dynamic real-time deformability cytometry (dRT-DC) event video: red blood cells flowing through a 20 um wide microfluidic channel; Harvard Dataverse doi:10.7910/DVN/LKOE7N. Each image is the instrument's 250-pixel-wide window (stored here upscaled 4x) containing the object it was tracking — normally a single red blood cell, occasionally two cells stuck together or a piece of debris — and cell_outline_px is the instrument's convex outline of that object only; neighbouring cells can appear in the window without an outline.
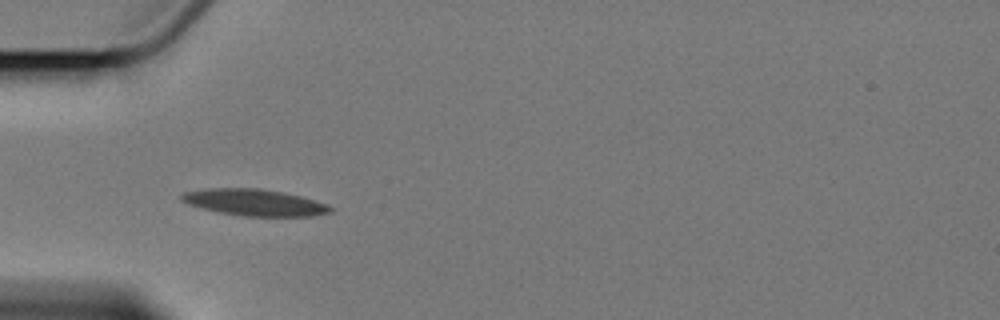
{"species": "Egyptian fruit bat (a non-hibernating species)", "species_latin": "Rousettus aegyptiacus", "temperature_condition": "cold", "stored_images_in_passage": 5, "camera_frame_rate_fps": 3000, "um_per_image_px": 0.085, "animal": {"sex": "female"}, "frame": {"image": 1, "passage_image": 4, "time_ms": 5.0, "image_size_px": [1000, 320], "cell_outline_px": [[336, 208], [332, 212], [312, 216], [240, 216], [216, 212], [188, 204], [180, 200], [180, 196], [184, 192], [208, 188], [260, 188], [300, 196], [328, 204]], "centroid_in_image_um": [21.64, 17.21], "position_along_channel_um": 63.4, "area_um2": 23.18}}
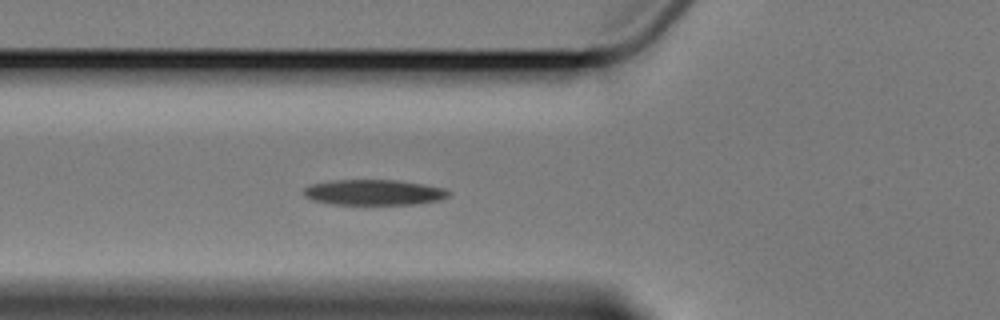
{"frame": {"image": 2, "passage_image": 5, "time_ms": 6.0, "image_size_px": [1000, 320], "cell_outline_px": [[452, 192], [448, 196], [440, 200], [412, 204], [328, 204], [312, 200], [304, 196], [304, 188], [312, 184], [332, 180], [396, 180], [444, 188]], "centroid_in_image_um": [31.75, 16.35], "position_along_channel_um": 94.0, "area_um2": 21.44}}